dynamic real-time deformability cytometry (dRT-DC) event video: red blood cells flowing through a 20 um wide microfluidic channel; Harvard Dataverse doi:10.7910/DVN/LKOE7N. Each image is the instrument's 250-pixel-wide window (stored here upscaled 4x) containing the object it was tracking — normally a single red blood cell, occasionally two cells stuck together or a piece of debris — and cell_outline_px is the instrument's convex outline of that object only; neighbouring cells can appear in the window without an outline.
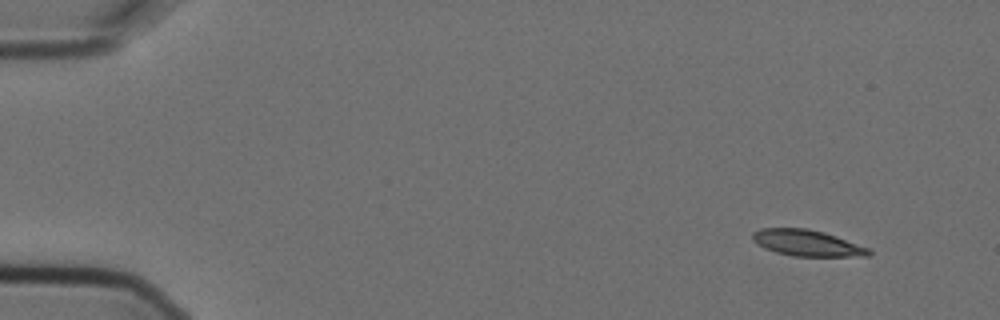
{"species": "Egyptian fruit bat (a non-hibernating species)", "species_latin": "Rousettus aegyptiacus", "temperature_condition": "cold", "stored_images_in_passage": 5, "camera_frame_rate_fps": 3000, "um_per_image_px": 0.085, "animal": {"sex": "female"}, "frame": {"image": 1, "passage_image": 1, "time_ms": 0.0, "image_size_px": [1000, 320], "cell_outline_px": [[872, 256], [792, 256], [776, 252], [764, 248], [756, 244], [752, 240], [752, 232], [760, 228], [808, 228], [824, 232], [836, 236], [868, 248], [872, 252]], "centroid_in_image_um": [68.56, 20.65], "position_along_channel_um": 16.4, "area_um2": 17.8}}
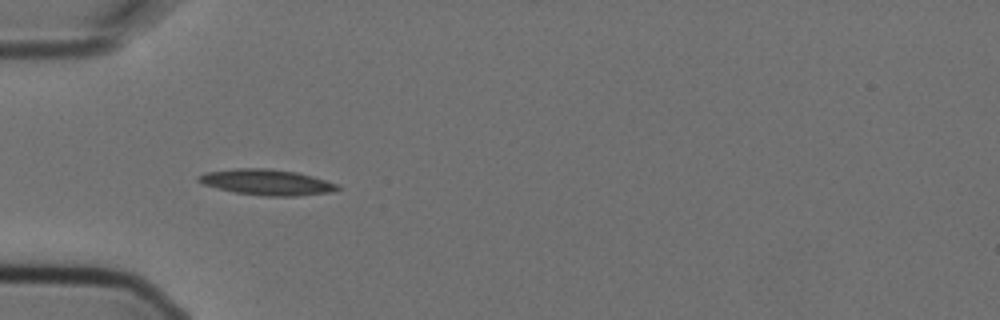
{"frame": {"image": 2, "passage_image": 4, "time_ms": 1.0, "image_size_px": [1000, 320], "cell_outline_px": [[340, 188], [332, 192], [296, 196], [264, 196], [236, 192], [216, 188], [204, 184], [196, 180], [196, 176], [204, 172], [236, 168], [268, 168], [296, 172], [312, 176], [340, 184]], "centroid_in_image_um": [22.67, 15.48], "position_along_channel_um": 62.3, "area_um2": 20.98}}
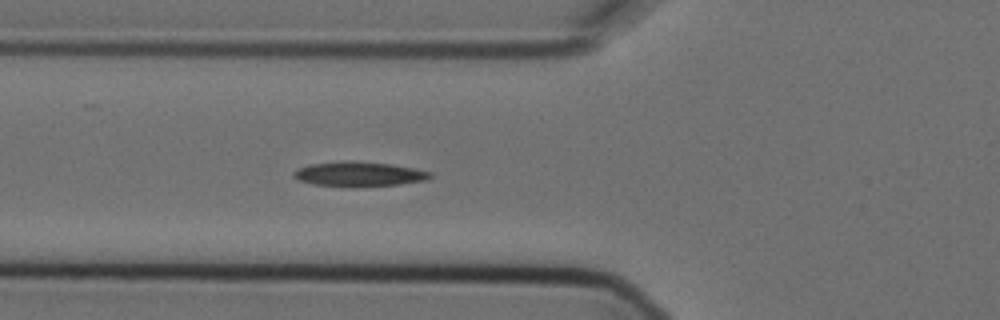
{"frame": {"image": 3, "passage_image": 5, "time_ms": 1.333, "image_size_px": [1000, 320], "cell_outline_px": [[432, 176], [428, 180], [400, 184], [356, 188], [352, 188], [312, 184], [296, 180], [292, 176], [292, 172], [296, 168], [312, 164], [348, 160], [352, 160], [392, 164], [416, 168], [432, 172]], "centroid_in_image_um": [30.5, 14.81], "position_along_channel_um": 95.3, "area_um2": 20.35}}